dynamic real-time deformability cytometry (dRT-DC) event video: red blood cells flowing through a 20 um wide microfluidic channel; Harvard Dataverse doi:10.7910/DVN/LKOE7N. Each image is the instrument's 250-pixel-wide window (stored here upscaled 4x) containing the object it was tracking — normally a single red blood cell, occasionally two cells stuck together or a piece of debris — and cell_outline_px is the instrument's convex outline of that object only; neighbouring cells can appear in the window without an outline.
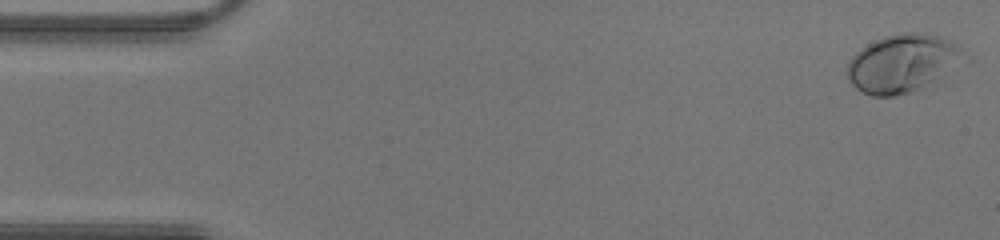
{"species": "human", "species_latin": "Homo sapiens", "temperature_condition": "warm", "stored_images_in_passage": 43, "camera_frame_rate_fps": 3000, "um_per_image_px": 0.085, "donor": {"sex": "male"}, "frame": {"image": 1, "passage_image": 1, "time_ms": 0.0, "image_size_px": [1000, 240], "cell_outline_px": [[972, 60], [920, 88], [912, 92], [896, 96], [872, 96], [860, 92], [848, 80], [844, 72], [848, 60], [860, 48], [884, 36], [904, 32], [916, 32], [936, 36], [948, 40]], "centroid_in_image_um": [76.69, 5.4], "position_along_channel_um": 8.3, "area_um2": 39.88}}
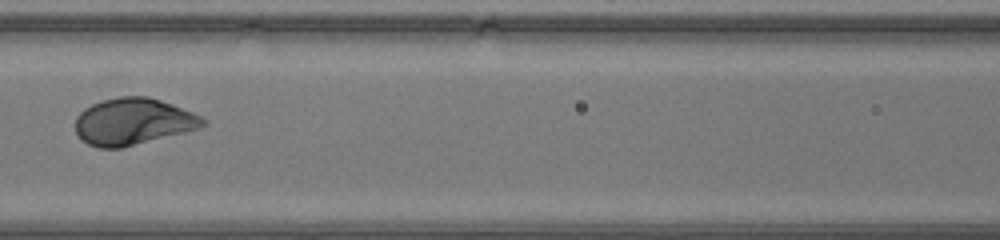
{"frame": {"image": 2, "passage_image": 19, "time_ms": 6.0, "image_size_px": [1000, 240], "cell_outline_px": [[208, 124], [184, 132], [120, 148], [100, 148], [88, 144], [80, 140], [76, 132], [76, 116], [84, 108], [92, 104], [104, 100], [120, 96], [148, 96], [172, 104], [192, 112], [208, 120]], "centroid_in_image_um": [11.29, 10.33], "position_along_channel_um": 155.3, "area_um2": 34.56}}
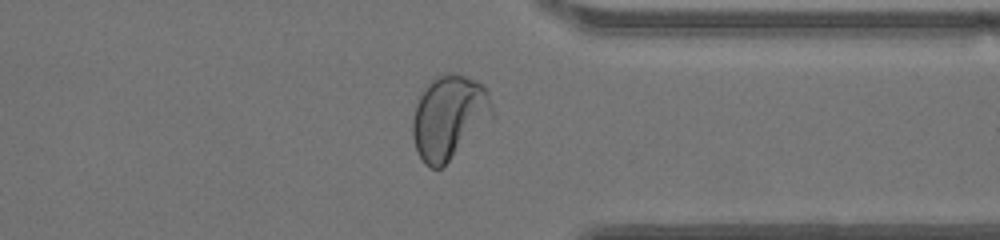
{"frame": {"image": 3, "passage_image": 33, "time_ms": 10.667, "image_size_px": [1000, 240], "cell_outline_px": [[496, 116], [440, 168], [432, 168], [424, 164], [416, 148], [412, 136], [412, 120], [416, 104], [424, 84], [432, 76], [444, 72], [452, 72], [476, 80], [484, 84], [488, 92]], "centroid_in_image_um": [38.17, 9.89], "position_along_channel_um": 373.2, "area_um2": 39.54}}